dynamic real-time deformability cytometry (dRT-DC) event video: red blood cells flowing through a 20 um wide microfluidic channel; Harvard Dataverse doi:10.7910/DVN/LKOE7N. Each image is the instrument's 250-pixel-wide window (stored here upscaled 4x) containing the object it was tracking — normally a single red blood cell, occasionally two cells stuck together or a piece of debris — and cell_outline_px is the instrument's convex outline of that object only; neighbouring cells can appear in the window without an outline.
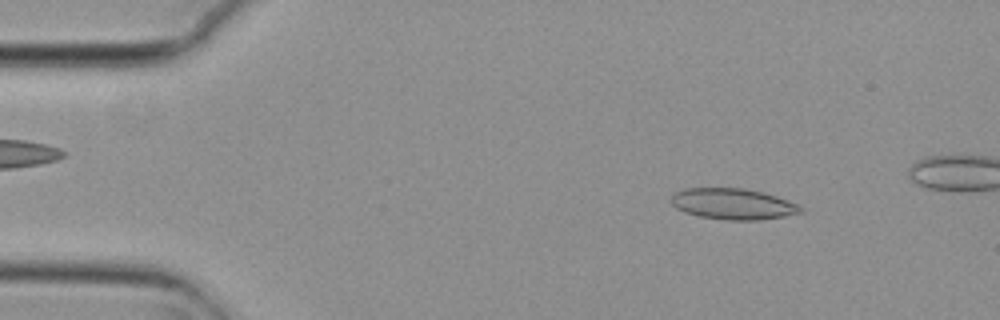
{"species": "common noctule bat (a hibernating species)", "species_latin": "Nyctalus noctula", "temperature_condition": "cold", "stored_images_in_passage": 5, "camera_frame_rate_fps": 3000, "um_per_image_px": 0.085, "animal": {"sex": "female", "body_mass_g": 29.2, "forearm_length_mm": 56.3}, "frame": {"image": 1, "passage_image": 2, "time_ms": 0.333, "image_size_px": [1000, 320], "cell_outline_px": [[804, 212], [784, 216], [760, 220], [724, 220], [700, 216], [684, 212], [676, 208], [668, 200], [676, 192], [684, 188], [744, 188], [764, 192], [776, 196], [796, 204], [804, 208]], "centroid_in_image_um": [62.29, 17.33], "position_along_channel_um": 22.7, "area_um2": 23.52}}